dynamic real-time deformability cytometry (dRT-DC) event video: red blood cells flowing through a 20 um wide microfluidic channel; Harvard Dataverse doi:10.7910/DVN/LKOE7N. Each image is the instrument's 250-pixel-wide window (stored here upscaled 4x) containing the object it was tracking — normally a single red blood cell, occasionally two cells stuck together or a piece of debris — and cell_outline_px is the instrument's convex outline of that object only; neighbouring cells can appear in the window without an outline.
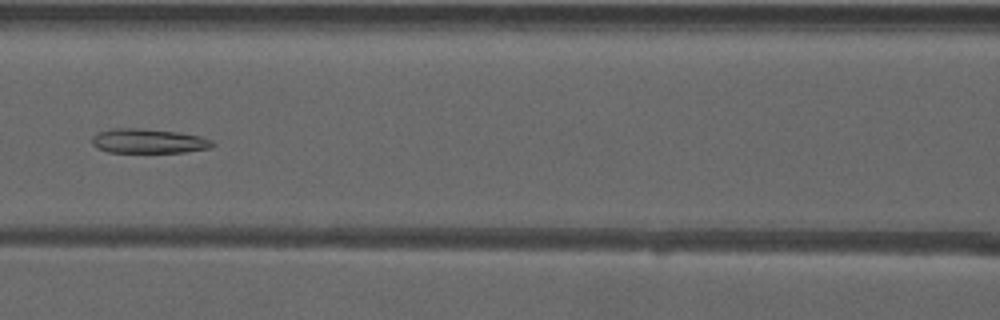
{"species": "common noctule bat (a hibernating species)", "species_latin": "Nyctalus noctula", "temperature_condition": "warm", "stored_images_in_passage": 53, "camera_frame_rate_fps": 3000, "um_per_image_px": 0.085, "animal": {"sex": "male", "forearm_length_mm": 52.5}, "frame": {"image": 1, "passage_image": 25, "time_ms": 8.0, "image_size_px": [1000, 320], "cell_outline_px": [[216, 144], [208, 148], [184, 152], [108, 152], [96, 148], [92, 144], [92, 136], [100, 132], [112, 128], [140, 128], [176, 132], [200, 136], [212, 140]], "centroid_in_image_um": [12.6, 11.99], "position_along_channel_um": 154.0, "area_um2": 17.11}}
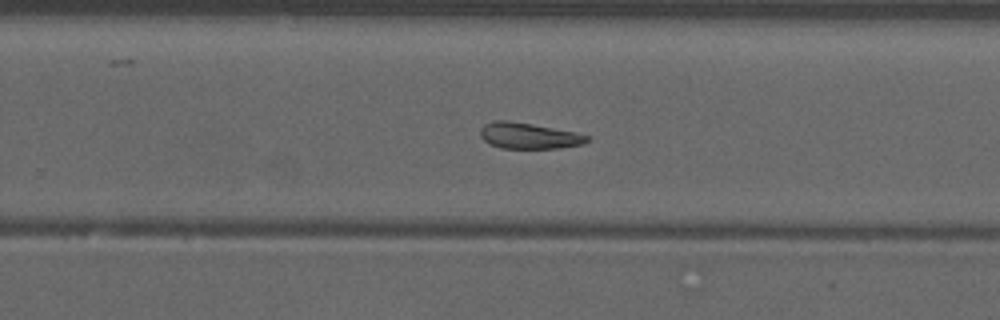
{"frame": {"image": 2, "passage_image": 35, "time_ms": 11.333, "image_size_px": [1000, 320], "cell_outline_px": [[592, 136], [584, 144], [560, 148], [500, 148], [484, 140], [480, 136], [480, 128], [484, 124], [492, 120], [508, 120], [532, 124], [576, 132]], "centroid_in_image_um": [44.96, 11.53], "position_along_channel_um": 284.8, "area_um2": 16.3}}
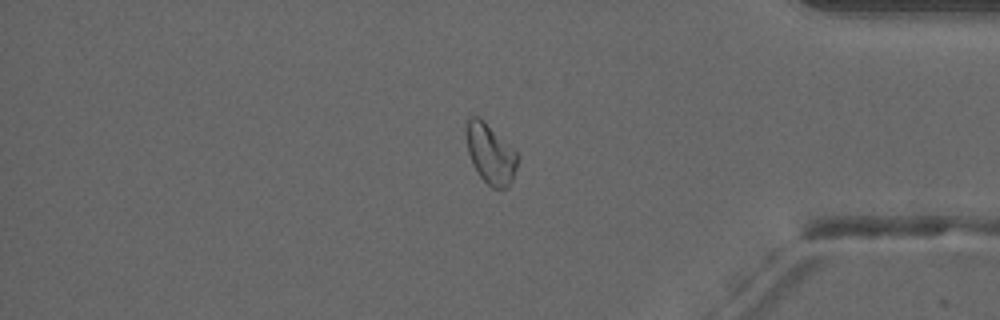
{"frame": {"image": 3, "passage_image": 45, "time_ms": 14.667, "image_size_px": [1000, 320], "cell_outline_px": [[520, 156], [512, 180], [508, 188], [492, 188], [480, 176], [468, 152], [468, 116], [480, 116]], "centroid_in_image_um": [41.73, 13.09], "position_along_channel_um": 393.5, "area_um2": 17.4}}